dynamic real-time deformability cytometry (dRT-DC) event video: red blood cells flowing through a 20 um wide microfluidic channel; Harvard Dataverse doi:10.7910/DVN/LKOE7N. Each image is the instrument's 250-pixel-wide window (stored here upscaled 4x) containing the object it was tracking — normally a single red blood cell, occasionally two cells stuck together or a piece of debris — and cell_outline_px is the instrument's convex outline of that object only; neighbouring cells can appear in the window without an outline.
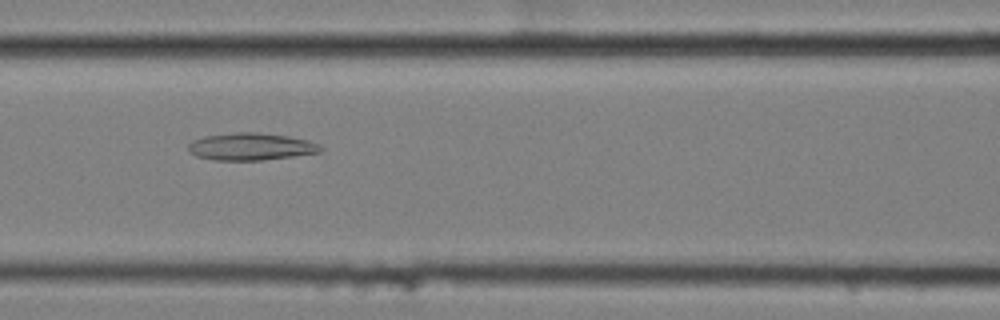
{"species": "common noctule bat (a hibernating species)", "species_latin": "Nyctalus noctula", "temperature_condition": "cold", "stored_images_in_passage": 8, "camera_frame_rate_fps": 3000, "um_per_image_px": 0.085, "animal": {"sex": "female", "body_mass_g": 25.1}, "frame": {"image": 1, "passage_image": 8, "time_ms": 2.333, "image_size_px": [1000, 320], "cell_outline_px": [[324, 148], [320, 152], [292, 156], [260, 160], [216, 160], [196, 156], [188, 148], [188, 144], [192, 140], [204, 136], [236, 132], [256, 132], [288, 136], [308, 140], [320, 144]], "centroid_in_image_um": [21.34, 12.45], "position_along_channel_um": 145.3, "area_um2": 20.92}}